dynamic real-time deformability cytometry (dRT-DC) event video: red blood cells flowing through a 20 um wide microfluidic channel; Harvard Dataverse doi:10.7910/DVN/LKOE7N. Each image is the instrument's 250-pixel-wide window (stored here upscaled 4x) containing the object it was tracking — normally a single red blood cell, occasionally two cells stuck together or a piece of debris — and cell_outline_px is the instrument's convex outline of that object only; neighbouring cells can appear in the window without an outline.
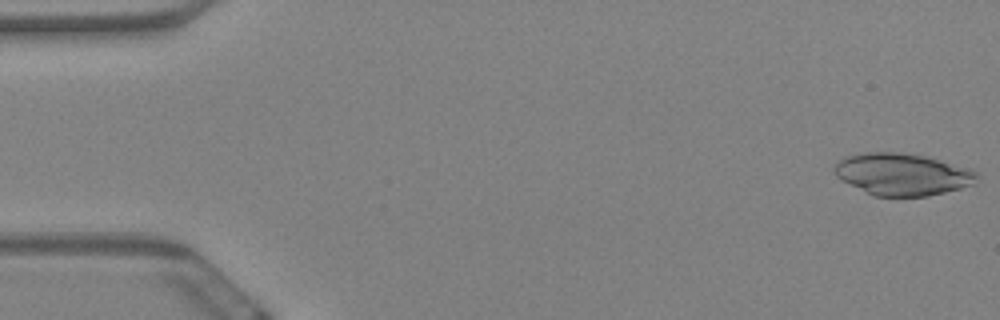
{"species": "Egyptian fruit bat (a non-hibernating species)", "species_latin": "Rousettus aegyptiacus", "temperature_condition": "warm", "stored_images_in_passage": 58, "camera_frame_rate_fps": 3000, "um_per_image_px": 0.085, "animal": {"sex": "female"}, "frame": {"image": 1, "passage_image": 1, "time_ms": 0.0, "image_size_px": [1000, 320], "cell_outline_px": [[980, 176], [972, 184], [960, 188], [928, 196], [876, 196], [836, 176], [836, 164], [844, 156], [860, 152], [900, 152], [924, 156], [972, 168]], "centroid_in_image_um": [76.75, 14.79], "position_along_channel_um": 8.2, "area_um2": 34.51}}
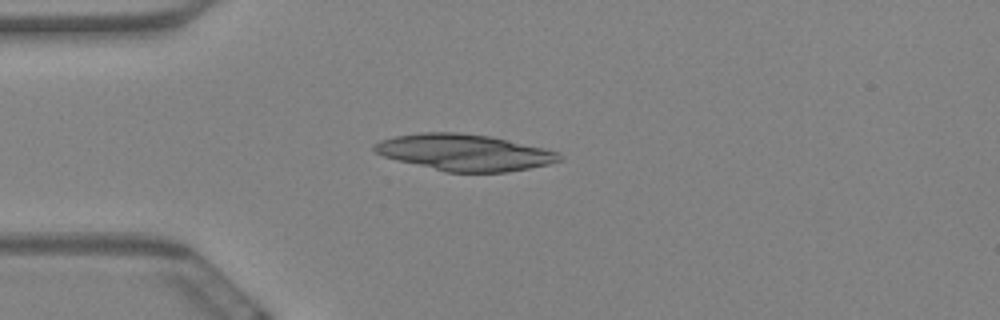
{"frame": {"image": 2, "passage_image": 15, "time_ms": 4.667, "image_size_px": [1000, 320], "cell_outline_px": [[564, 156], [560, 160], [548, 164], [508, 172], [448, 172], [384, 156], [376, 152], [372, 148], [372, 144], [380, 140], [396, 136], [420, 132], [456, 132], [488, 136], [544, 148], [560, 152]], "centroid_in_image_um": [39.49, 12.95], "position_along_channel_um": 45.5, "area_um2": 38.84}}